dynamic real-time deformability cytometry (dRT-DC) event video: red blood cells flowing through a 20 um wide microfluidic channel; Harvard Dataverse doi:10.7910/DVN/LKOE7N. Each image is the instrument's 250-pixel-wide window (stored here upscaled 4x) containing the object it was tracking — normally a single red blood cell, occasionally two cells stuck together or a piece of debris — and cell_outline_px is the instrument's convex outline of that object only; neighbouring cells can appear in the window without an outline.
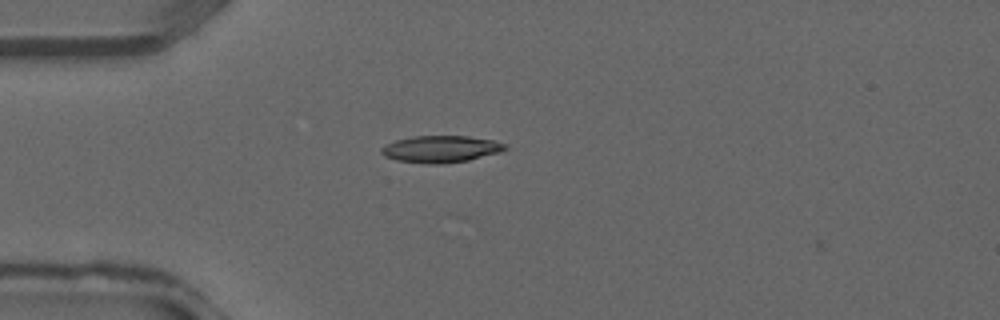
{"species": "common noctule bat (a hibernating species)", "species_latin": "Nyctalus noctula", "temperature_condition": "warm", "stored_images_in_passage": 3, "camera_frame_rate_fps": 3000, "um_per_image_px": 0.085, "animal": {"sex": "male", "forearm_length_mm": 52.5}, "frame": {"image": 1, "passage_image": 1, "time_ms": 0.0, "image_size_px": [1000, 320], "cell_outline_px": [[508, 148], [500, 152], [468, 160], [444, 164], [424, 164], [396, 160], [384, 156], [380, 152], [380, 148], [396, 140], [412, 136], [468, 136], [492, 140], [504, 144]], "centroid_in_image_um": [37.44, 12.68], "position_along_channel_um": 47.6, "area_um2": 19.36}}